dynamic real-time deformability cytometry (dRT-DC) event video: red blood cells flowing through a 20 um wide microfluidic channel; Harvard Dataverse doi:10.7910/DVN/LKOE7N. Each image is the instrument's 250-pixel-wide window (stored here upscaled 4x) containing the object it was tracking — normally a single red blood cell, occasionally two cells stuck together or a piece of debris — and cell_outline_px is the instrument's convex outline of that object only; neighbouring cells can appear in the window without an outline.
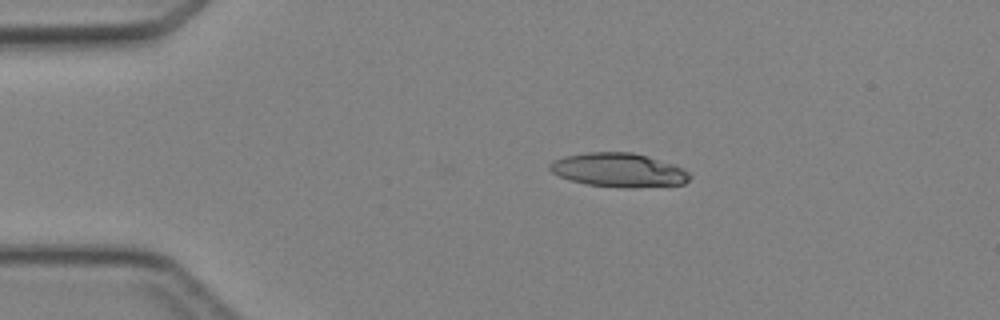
{"species": "Egyptian fruit bat (a non-hibernating species)", "species_latin": "Rousettus aegyptiacus", "temperature_condition": "cold", "stored_images_in_passage": 2, "camera_frame_rate_fps": 3000, "um_per_image_px": 0.085, "animal": {"sex": "female"}, "frame": {"image": 1, "passage_image": 1, "time_ms": 0.0, "image_size_px": [1000, 320], "cell_outline_px": [[692, 176], [684, 184], [632, 188], [624, 188], [588, 184], [572, 180], [560, 176], [552, 172], [548, 168], [548, 164], [552, 160], [564, 156], [588, 152], [632, 152], [672, 164], [688, 172]], "centroid_in_image_um": [52.56, 14.45], "position_along_channel_um": 32.4, "area_um2": 27.46}}